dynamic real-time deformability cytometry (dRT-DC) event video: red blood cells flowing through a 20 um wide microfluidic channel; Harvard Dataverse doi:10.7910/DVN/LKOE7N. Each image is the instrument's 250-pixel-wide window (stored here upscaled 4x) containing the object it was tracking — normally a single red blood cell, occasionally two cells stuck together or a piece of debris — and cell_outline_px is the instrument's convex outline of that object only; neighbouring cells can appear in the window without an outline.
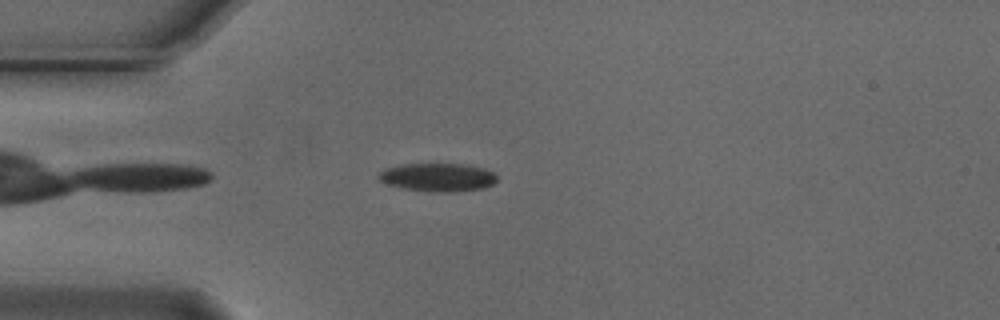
{"species": "Egyptian fruit bat (a non-hibernating species)", "species_latin": "Rousettus aegyptiacus", "temperature_condition": "cold", "stored_images_in_passage": 41, "camera_frame_rate_fps": 3000, "um_per_image_px": 0.085, "animal": {"sex": "male"}, "frame": {"image": 1, "passage_image": 1, "time_ms": 0.0, "image_size_px": [1000, 320], "cell_outline_px": [[496, 180], [492, 184], [484, 188], [456, 192], [436, 192], [400, 188], [388, 184], [380, 180], [376, 176], [384, 168], [400, 164], [460, 164], [484, 168], [492, 172], [496, 176]], "centroid_in_image_um": [37.17, 15.07], "position_along_channel_um": 47.8, "area_um2": 19.54}}
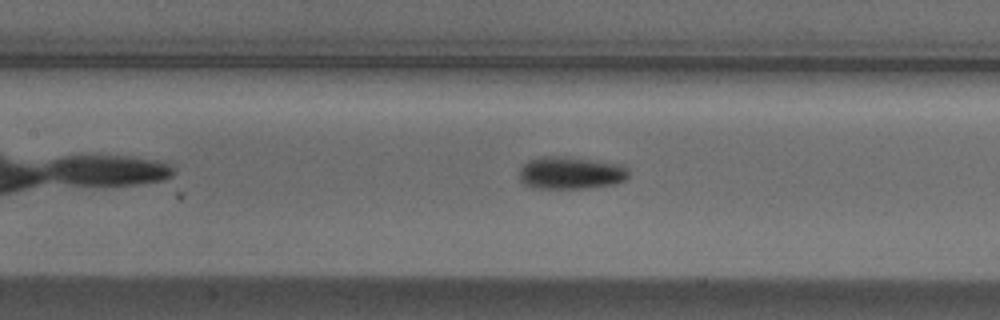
{"frame": {"image": 2, "passage_image": 11, "time_ms": 3.333, "image_size_px": [1000, 320], "cell_outline_px": [[628, 176], [624, 180], [616, 184], [584, 188], [532, 188], [524, 184], [520, 180], [520, 168], [528, 160], [540, 156], [560, 156], [592, 160], [620, 164], [628, 168]], "centroid_in_image_um": [48.49, 14.7], "position_along_channel_um": 158.9, "area_um2": 20.69}}
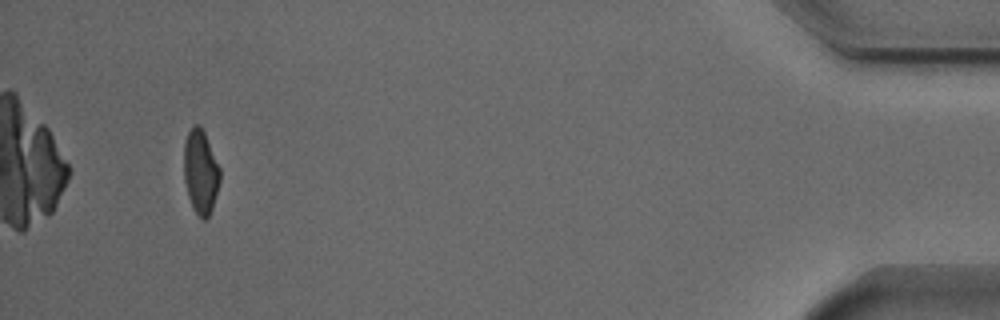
{"frame": {"image": 3, "passage_image": 38, "time_ms": 12.333, "image_size_px": [1000, 320], "cell_outline_px": [[220, 180], [212, 208], [208, 220], [204, 220], [192, 208], [188, 196], [184, 180], [184, 140], [188, 132], [196, 124], [200, 124], [204, 132], [220, 168]], "centroid_in_image_um": [17.04, 14.61], "position_along_channel_um": 418.2, "area_um2": 17.63}, "authors_computed_cell_mechanics": {"area_um2": 19.1896, "velocity_mm_per_s": 3.7445, "shape_relaxation_time_tau1_ms": 3.8885, "shape_relaxation_time_tau2_ms": 5.6626, "deformation_change_tau1": 0.1259, "deformation_change_tau2": 0.0815}}